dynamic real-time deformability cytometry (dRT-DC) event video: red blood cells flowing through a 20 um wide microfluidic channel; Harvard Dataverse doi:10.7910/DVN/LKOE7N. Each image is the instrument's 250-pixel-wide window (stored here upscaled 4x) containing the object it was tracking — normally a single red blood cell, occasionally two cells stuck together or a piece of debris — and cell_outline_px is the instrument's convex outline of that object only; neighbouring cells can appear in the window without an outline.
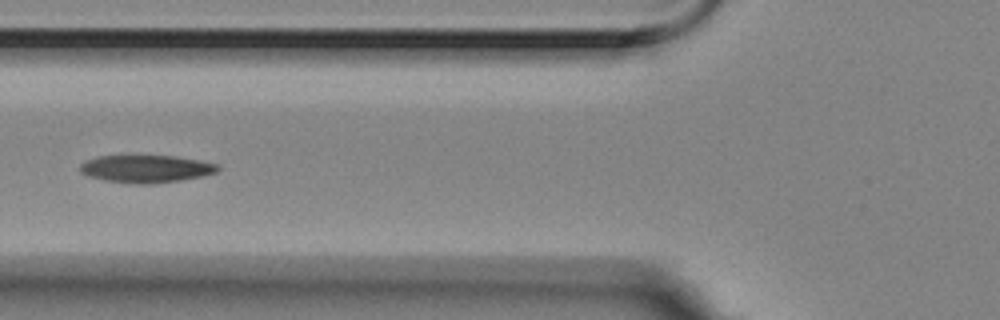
{"species": "Egyptian fruit bat (a non-hibernating species)", "species_latin": "Rousettus aegyptiacus", "temperature_condition": "room temperature", "stored_images_in_passage": 6, "camera_frame_rate_fps": 3000, "um_per_image_px": 0.085, "animal": {"sex": "female"}, "frame": {"image": 1, "passage_image": 6, "time_ms": 1.667, "image_size_px": [1000, 320], "cell_outline_px": [[220, 168], [216, 172], [200, 176], [180, 180], [152, 184], [140, 184], [104, 180], [88, 176], [80, 172], [80, 164], [84, 160], [100, 156], [176, 156], [220, 164]], "centroid_in_image_um": [12.4, 14.34], "position_along_channel_um": 113.4, "area_um2": 22.02}}